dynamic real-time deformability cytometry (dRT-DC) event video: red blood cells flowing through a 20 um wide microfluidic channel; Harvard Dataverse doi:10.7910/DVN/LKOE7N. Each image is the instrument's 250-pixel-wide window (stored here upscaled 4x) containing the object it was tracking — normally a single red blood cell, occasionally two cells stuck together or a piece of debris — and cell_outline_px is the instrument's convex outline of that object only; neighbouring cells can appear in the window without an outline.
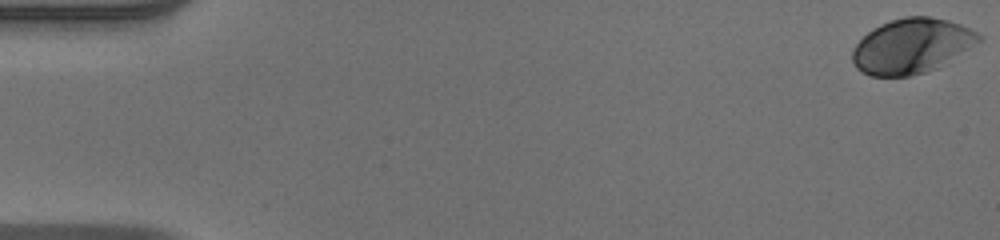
{"species": "human", "species_latin": "Homo sapiens", "temperature_condition": "warm", "stored_images_in_passage": 53, "camera_frame_rate_fps": 3000, "um_per_image_px": 0.085, "donor": {"sex": "male"}, "frame": {"image": 1, "passage_image": 1, "time_ms": 0.0, "image_size_px": [1000, 240], "cell_outline_px": [[984, 40], [936, 68], [924, 72], [908, 76], [872, 76], [860, 72], [856, 68], [852, 60], [852, 48], [872, 28], [880, 24], [904, 16], [932, 16], [948, 20], [960, 24], [984, 36]], "centroid_in_image_um": [77.49, 3.9], "position_along_channel_um": 7.5, "area_um2": 40.52}}
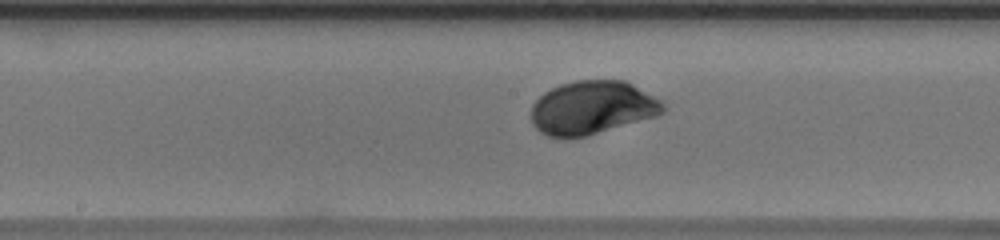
{"frame": {"image": 2, "passage_image": 28, "time_ms": 9.0, "image_size_px": [1000, 240], "cell_outline_px": [[664, 112], [656, 116], [588, 136], [548, 136], [540, 132], [532, 124], [532, 104], [544, 92], [560, 84], [576, 80], [624, 80], [632, 84], [660, 100], [664, 104]], "centroid_in_image_um": [50.33, 9.14], "position_along_channel_um": 197.9, "area_um2": 40.75}}
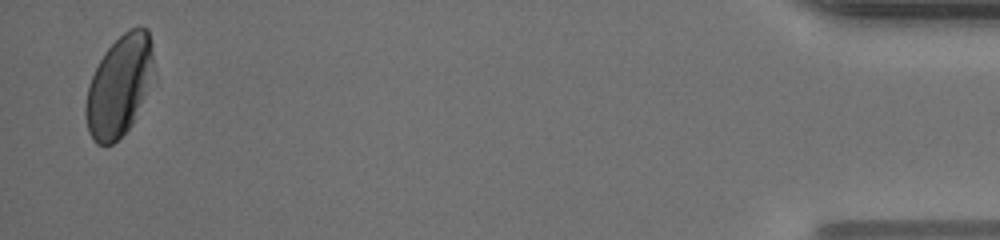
{"frame": {"image": 3, "passage_image": 52, "time_ms": 17.0, "image_size_px": [1000, 240], "cell_outline_px": [[156, 76], [132, 124], [112, 144], [96, 144], [88, 132], [84, 112], [84, 108], [88, 88], [92, 76], [104, 52], [128, 28], [140, 24], [148, 28], [152, 48]], "centroid_in_image_um": [10.18, 7.26], "position_along_channel_um": 425.0, "area_um2": 40.52}, "authors_computed_cell_mechanics": {"area_um2": 40.4022, "velocity_mm_per_s": 3.9055, "shape_relaxation_time_tau1_ms": 1.8423, "shape_relaxation_time_tau2_ms": null, "deformation_change_tau1": 0.1288, "deformation_change_tau2": null}}